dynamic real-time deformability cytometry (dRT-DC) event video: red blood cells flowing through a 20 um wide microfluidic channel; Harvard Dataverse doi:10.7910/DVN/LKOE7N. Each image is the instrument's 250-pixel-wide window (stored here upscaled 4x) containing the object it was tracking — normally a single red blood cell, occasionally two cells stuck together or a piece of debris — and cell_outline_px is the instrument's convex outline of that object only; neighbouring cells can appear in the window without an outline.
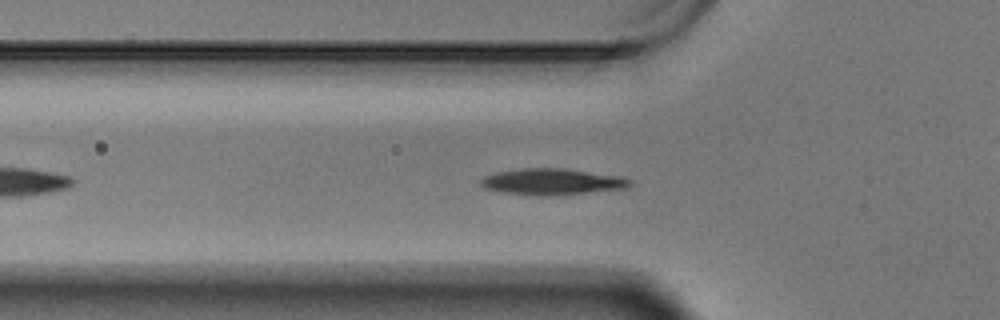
{"species": "Egyptian fruit bat (a non-hibernating species)", "species_latin": "Rousettus aegyptiacus", "temperature_condition": "warm", "stored_images_in_passage": 27, "camera_frame_rate_fps": 3000, "um_per_image_px": 0.085, "animal": {"sex": "male"}, "frame": {"image": 1, "passage_image": 4, "time_ms": 1.0, "image_size_px": [1000, 320], "cell_outline_px": [[632, 184], [628, 188], [560, 196], [536, 196], [504, 192], [484, 188], [480, 184], [480, 180], [484, 176], [500, 172], [520, 168], [564, 168], [624, 176], [632, 180]], "centroid_in_image_um": [47.01, 15.45], "position_along_channel_um": 78.8, "area_um2": 23.29}}
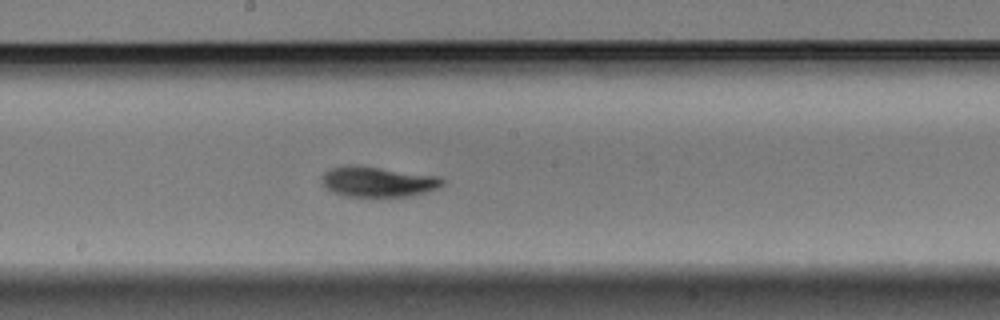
{"frame": {"image": 2, "passage_image": 16, "time_ms": 5.0, "image_size_px": [1000, 320], "cell_outline_px": [[444, 184], [436, 188], [424, 192], [408, 196], [344, 196], [332, 192], [324, 184], [324, 172], [332, 168], [348, 164], [380, 168], [440, 176], [444, 180]], "centroid_in_image_um": [32.13, 15.44], "position_along_channel_um": 216.1, "area_um2": 20.87}}
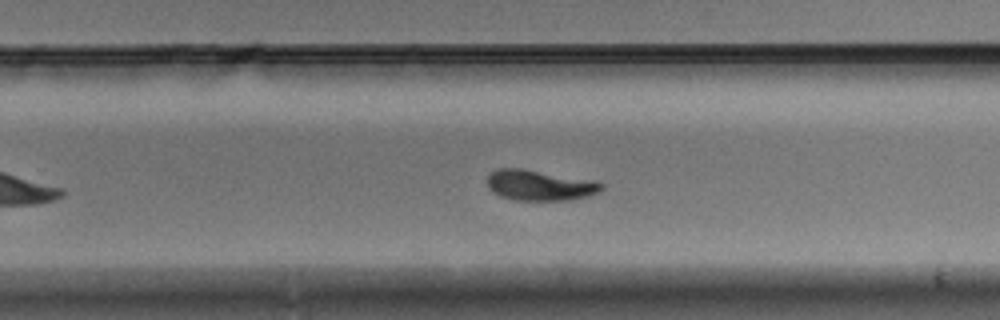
{"frame": {"image": 3, "passage_image": 22, "time_ms": 7.0, "image_size_px": [1000, 320], "cell_outline_px": [[604, 188], [596, 192], [572, 200], [512, 200], [500, 196], [492, 192], [488, 188], [488, 176], [496, 168], [524, 168], [604, 184]], "centroid_in_image_um": [45.76, 15.75], "position_along_channel_um": 284.0, "area_um2": 19.88}}